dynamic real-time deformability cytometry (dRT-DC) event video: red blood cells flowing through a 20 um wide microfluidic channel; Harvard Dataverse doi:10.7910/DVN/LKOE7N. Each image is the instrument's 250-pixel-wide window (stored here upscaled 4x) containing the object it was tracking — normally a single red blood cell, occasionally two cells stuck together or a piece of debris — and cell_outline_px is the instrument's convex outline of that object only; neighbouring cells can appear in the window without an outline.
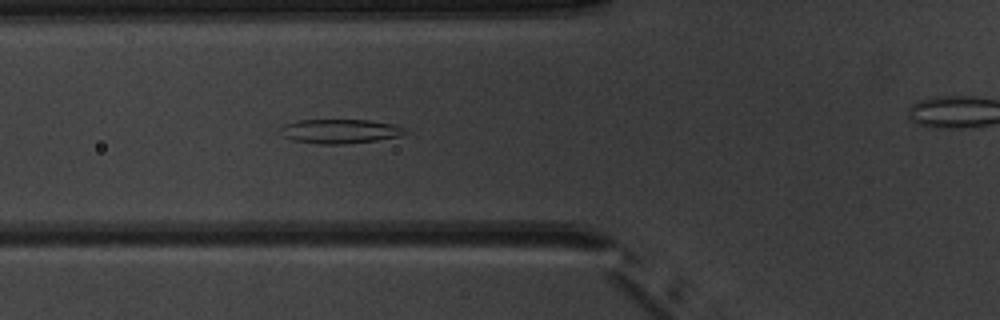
{"species": "common noctule bat (a hibernating species)", "species_latin": "Nyctalus noctula", "temperature_condition": "warm", "stored_images_in_passage": 6, "camera_frame_rate_fps": 3000, "um_per_image_px": 0.085, "animal": {"sex": "male", "body_mass_g": 20.1, "forearm_length_mm": 53.5}, "frame": {"image": 1, "passage_image": 5, "time_ms": 5.333, "image_size_px": [1000, 320], "cell_outline_px": [[408, 132], [396, 136], [376, 140], [344, 144], [320, 144], [292, 140], [284, 136], [280, 128], [284, 124], [296, 120], [368, 120], [396, 124], [404, 128]], "centroid_in_image_um": [28.88, 11.15], "position_along_channel_um": 96.9, "area_um2": 17.51}}